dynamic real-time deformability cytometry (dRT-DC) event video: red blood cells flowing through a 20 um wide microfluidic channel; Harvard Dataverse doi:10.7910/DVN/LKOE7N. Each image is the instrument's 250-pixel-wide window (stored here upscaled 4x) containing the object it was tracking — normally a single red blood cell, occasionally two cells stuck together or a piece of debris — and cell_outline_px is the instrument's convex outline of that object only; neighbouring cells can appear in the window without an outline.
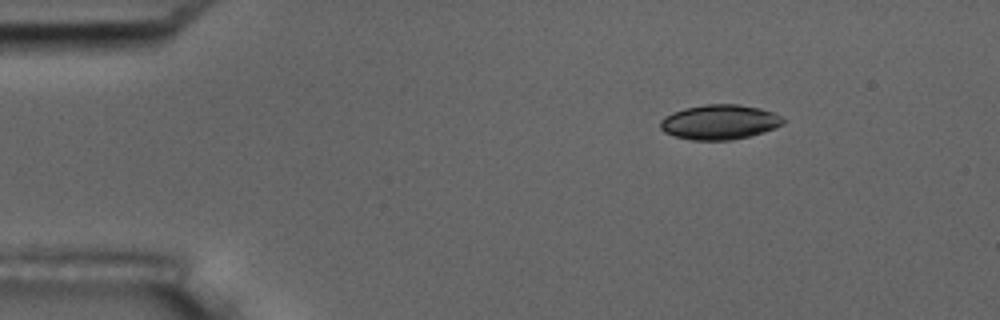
{"species": "common noctule bat (a hibernating species)", "species_latin": "Nyctalus noctula", "temperature_condition": "room temperature", "stored_images_in_passage": 3, "camera_frame_rate_fps": 3000, "um_per_image_px": 0.085, "animal": {"sex": "male", "body_mass_g": 17.5, "forearm_length_mm": 52.3}, "frame": {"image": 1, "passage_image": 1, "time_ms": 0.0, "image_size_px": [1000, 320], "cell_outline_px": [[784, 124], [776, 128], [764, 132], [732, 140], [692, 140], [676, 136], [664, 132], [660, 128], [660, 120], [664, 116], [672, 112], [684, 108], [704, 104], [736, 104], [760, 108], [772, 112], [780, 116], [784, 120]], "centroid_in_image_um": [61.15, 10.37], "position_along_channel_um": 23.9, "area_um2": 24.97}}